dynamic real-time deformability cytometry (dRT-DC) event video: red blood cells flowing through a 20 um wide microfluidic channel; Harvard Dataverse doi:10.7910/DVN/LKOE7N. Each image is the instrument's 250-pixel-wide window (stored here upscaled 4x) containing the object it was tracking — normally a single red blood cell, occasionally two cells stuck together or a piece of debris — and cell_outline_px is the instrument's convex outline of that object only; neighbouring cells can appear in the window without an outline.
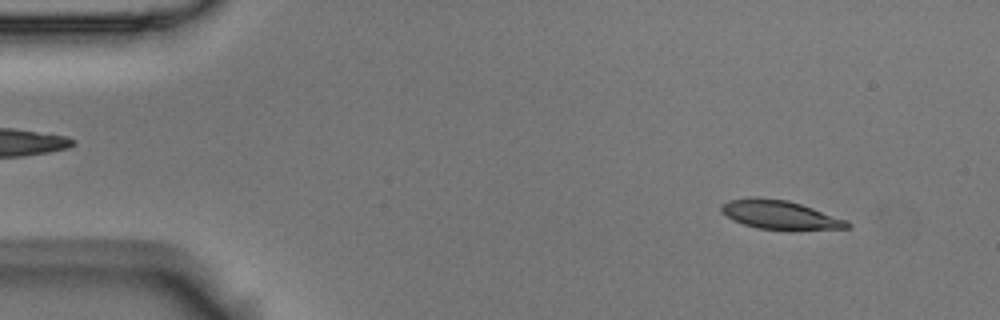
{"species": "Egyptian fruit bat (a non-hibernating species)", "species_latin": "Rousettus aegyptiacus", "temperature_condition": "room temperature", "stored_images_in_passage": 52, "camera_frame_rate_fps": 3000, "um_per_image_px": 0.085, "animal": {"sex": "male"}, "frame": {"image": 1, "passage_image": 3, "time_ms": 0.667, "image_size_px": [1000, 320], "cell_outline_px": [[852, 228], [788, 232], [756, 228], [732, 220], [720, 212], [720, 204], [728, 200], [788, 200], [848, 220], [852, 224]], "centroid_in_image_um": [66.4, 18.35], "position_along_channel_um": 18.6, "area_um2": 21.27}}
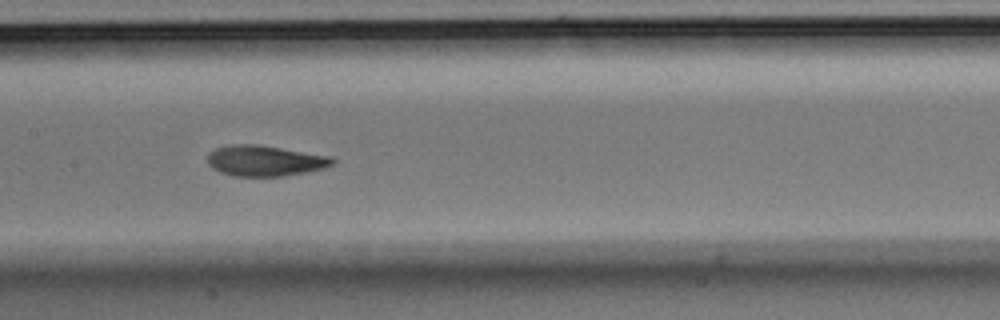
{"frame": {"image": 2, "passage_image": 24, "time_ms": 7.667, "image_size_px": [1000, 320], "cell_outline_px": [[336, 160], [332, 164], [324, 168], [284, 176], [232, 176], [220, 172], [212, 168], [208, 164], [208, 152], [216, 148], [232, 144], [256, 144], [332, 156]], "centroid_in_image_um": [22.5, 13.66], "position_along_channel_um": 184.9, "area_um2": 22.37}}
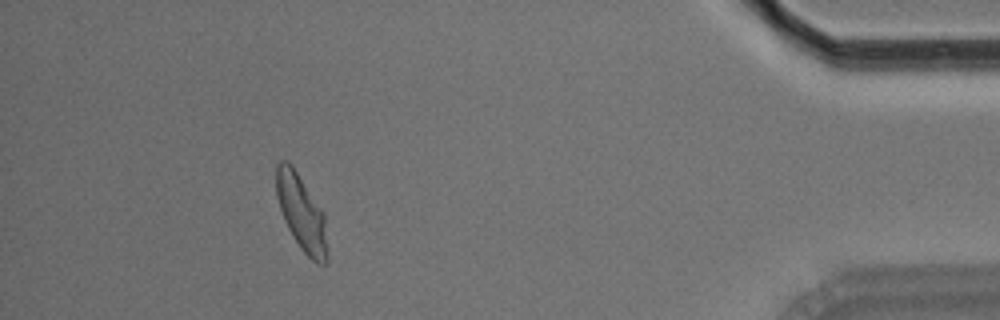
{"frame": {"image": 3, "passage_image": 47, "time_ms": 15.333, "image_size_px": [1000, 320], "cell_outline_px": [[328, 264], [316, 264], [300, 248], [292, 236], [284, 220], [276, 196], [276, 164], [280, 160], [288, 160], [292, 164], [324, 212], [328, 256]], "centroid_in_image_um": [25.63, 18.09], "position_along_channel_um": 409.6, "area_um2": 22.83}, "authors_computed_cell_mechanics": {"area_um2": 22.2241, "velocity_mm_per_s": 3.6596, "shape_relaxation_time_tau1_ms": 4.8755, "shape_relaxation_time_tau2_ms": 2.0122, "deformation_change_tau1": 0.1591, "deformation_change_tau2": 0.0745}}